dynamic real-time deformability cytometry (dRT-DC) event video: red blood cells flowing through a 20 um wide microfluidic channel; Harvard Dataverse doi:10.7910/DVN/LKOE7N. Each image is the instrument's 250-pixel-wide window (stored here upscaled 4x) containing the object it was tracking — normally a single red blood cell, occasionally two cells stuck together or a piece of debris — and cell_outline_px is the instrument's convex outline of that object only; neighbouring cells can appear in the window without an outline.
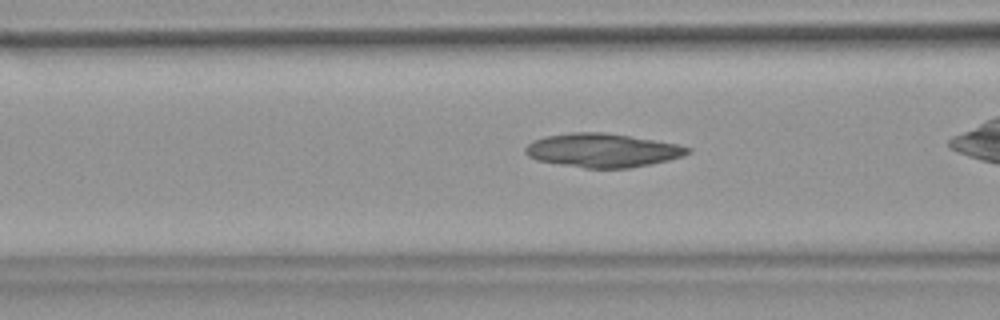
{"species": "common noctule bat (a hibernating species)", "species_latin": "Nyctalus noctula", "temperature_condition": "warm", "stored_images_in_passage": 40, "camera_frame_rate_fps": 3000, "um_per_image_px": 0.085, "animal": {"sex": "female", "body_mass_g": 18.4}, "frame": {"image": 1, "passage_image": 18, "time_ms": 5.667, "image_size_px": [1000, 320], "cell_outline_px": [[692, 152], [668, 160], [652, 164], [628, 168], [584, 168], [536, 160], [528, 156], [524, 152], [524, 148], [532, 140], [544, 136], [572, 132], [604, 132], [676, 144], [692, 148]], "centroid_in_image_um": [51.16, 12.78], "position_along_channel_um": 115.4, "area_um2": 31.85}}